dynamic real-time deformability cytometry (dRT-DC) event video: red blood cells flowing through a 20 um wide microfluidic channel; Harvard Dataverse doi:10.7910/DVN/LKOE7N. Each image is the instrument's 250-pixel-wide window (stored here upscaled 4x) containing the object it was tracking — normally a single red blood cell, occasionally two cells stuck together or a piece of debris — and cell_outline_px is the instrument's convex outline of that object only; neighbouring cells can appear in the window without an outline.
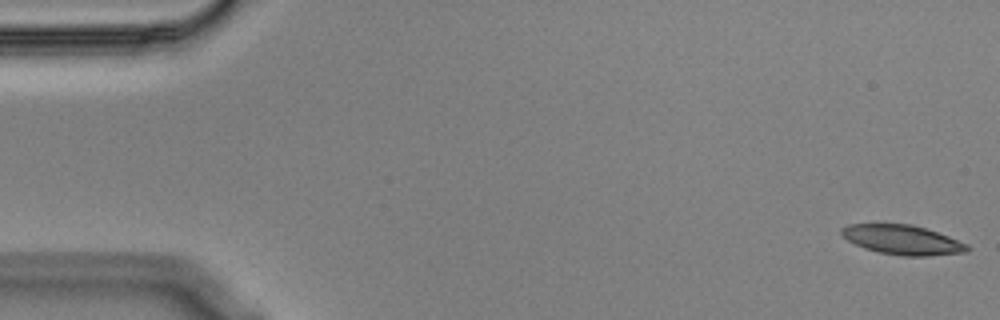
{"species": "Egyptian fruit bat (a non-hibernating species)", "species_latin": "Rousettus aegyptiacus", "temperature_condition": "cold", "stored_images_in_passage": 17, "camera_frame_rate_fps": 3000, "um_per_image_px": 0.085, "animal": {"sex": "male"}, "frame": {"image": 1, "passage_image": 1, "time_ms": 0.0, "image_size_px": [1000, 320], "cell_outline_px": [[972, 248], [968, 252], [928, 256], [904, 256], [880, 252], [864, 248], [848, 240], [840, 232], [840, 228], [848, 224], [912, 224], [948, 236], [968, 244]], "centroid_in_image_um": [76.74, 20.39], "position_along_channel_um": 8.3, "area_um2": 21.56}}
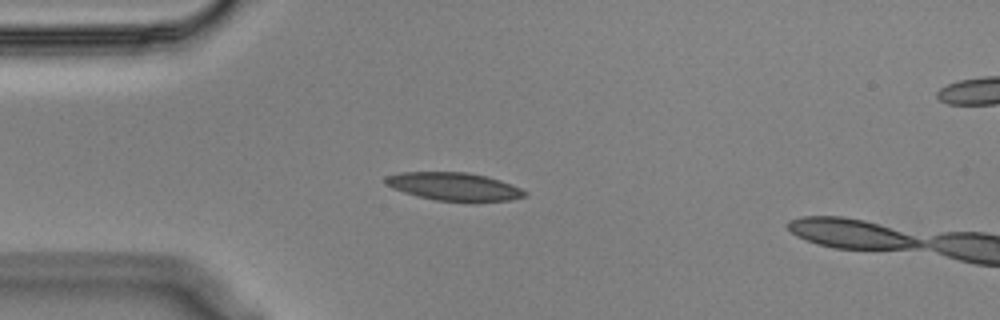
{"frame": {"image": 2, "passage_image": 14, "time_ms": 4.333, "image_size_px": [1000, 320], "cell_outline_px": [[528, 196], [512, 200], [436, 200], [416, 196], [392, 188], [384, 184], [384, 176], [400, 172], [468, 172], [500, 180], [520, 188], [528, 192]], "centroid_in_image_um": [38.54, 15.83], "position_along_channel_um": 46.5, "area_um2": 22.48}}